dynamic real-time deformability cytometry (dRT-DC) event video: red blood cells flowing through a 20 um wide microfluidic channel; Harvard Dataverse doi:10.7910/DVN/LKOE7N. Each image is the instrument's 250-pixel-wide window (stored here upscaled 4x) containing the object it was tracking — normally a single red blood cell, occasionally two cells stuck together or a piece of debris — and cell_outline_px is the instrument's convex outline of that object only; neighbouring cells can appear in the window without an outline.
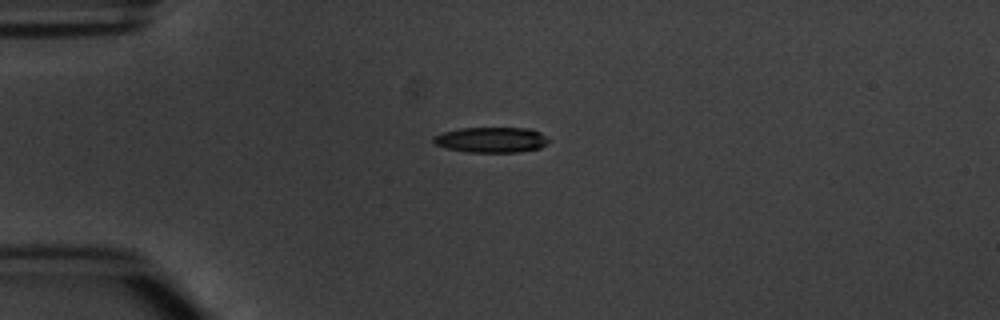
{"species": "common noctule bat (a hibernating species)", "species_latin": "Nyctalus noctula", "temperature_condition": "warm", "stored_images_in_passage": 7, "camera_frame_rate_fps": 3000, "um_per_image_px": 0.085, "animal": {"sex": "male", "body_mass_g": 20.1, "forearm_length_mm": 53.5}, "frame": {"image": 1, "passage_image": 2, "time_ms": 1.333, "image_size_px": [1000, 320], "cell_outline_px": [[552, 140], [548, 144], [540, 148], [516, 152], [468, 152], [448, 148], [432, 144], [432, 136], [444, 132], [460, 128], [528, 128], [540, 132]], "centroid_in_image_um": [41.78, 11.88], "position_along_channel_um": 43.2, "area_um2": 17.22}}
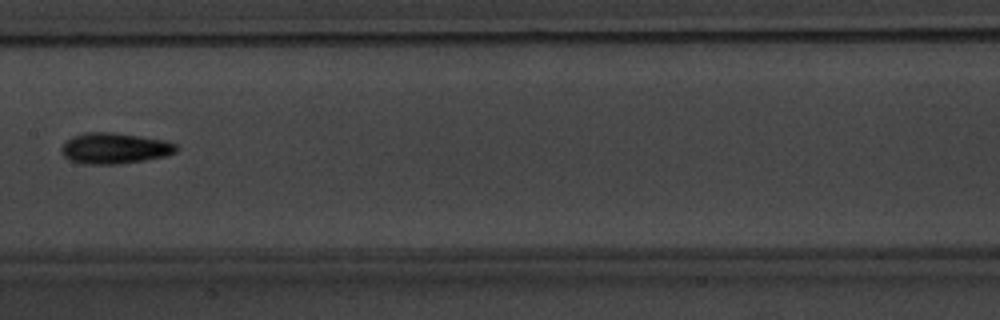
{"frame": {"image": 2, "passage_image": 6, "time_ms": 6.0, "image_size_px": [1000, 320], "cell_outline_px": [[176, 152], [164, 156], [144, 160], [120, 164], [84, 164], [72, 160], [64, 156], [60, 152], [60, 148], [72, 136], [84, 132], [112, 132], [164, 140], [176, 144]], "centroid_in_image_um": [9.71, 12.6], "position_along_channel_um": 197.7, "area_um2": 20.52}}